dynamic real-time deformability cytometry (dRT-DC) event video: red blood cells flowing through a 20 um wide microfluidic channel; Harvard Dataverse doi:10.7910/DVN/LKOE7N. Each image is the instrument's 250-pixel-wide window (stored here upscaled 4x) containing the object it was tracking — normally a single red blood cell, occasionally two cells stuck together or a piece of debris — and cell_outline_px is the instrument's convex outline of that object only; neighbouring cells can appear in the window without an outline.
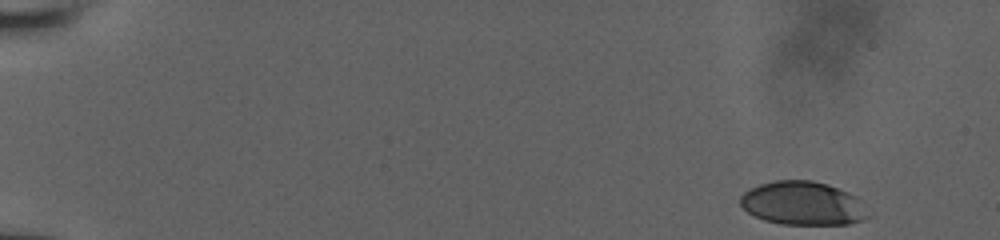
{"species": "human", "species_latin": "Homo sapiens", "temperature_condition": "room temperature", "stored_images_in_passage": 52, "camera_frame_rate_fps": 3000, "um_per_image_px": 0.085, "donor": {"sex": "male"}, "frame": {"image": 1, "passage_image": 1, "time_ms": 0.0, "image_size_px": [1000, 240], "cell_outline_px": [[872, 216], [864, 220], [848, 224], [780, 224], [764, 220], [748, 212], [740, 204], [740, 196], [744, 192], [760, 184], [776, 180], [812, 180], [828, 184], [848, 192], [856, 196]], "centroid_in_image_um": [68.27, 17.29], "position_along_channel_um": 16.7, "area_um2": 32.54}}
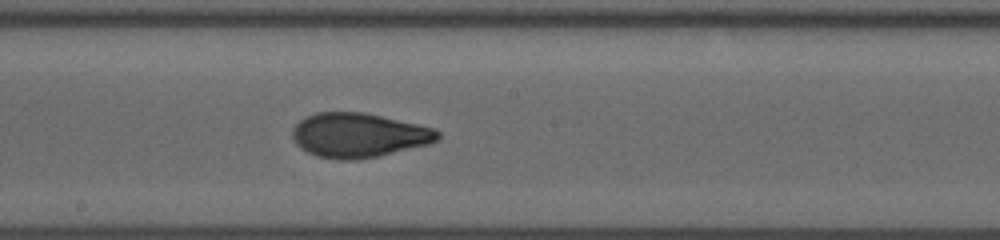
{"frame": {"image": 2, "passage_image": 29, "time_ms": 9.333, "image_size_px": [1000, 240], "cell_outline_px": [[440, 136], [436, 140], [428, 144], [376, 156], [356, 160], [340, 160], [316, 156], [300, 148], [296, 144], [292, 136], [292, 128], [304, 116], [316, 112], [364, 112], [436, 128], [440, 132]], "centroid_in_image_um": [30.45, 11.48], "position_along_channel_um": 217.7, "area_um2": 37.63}}
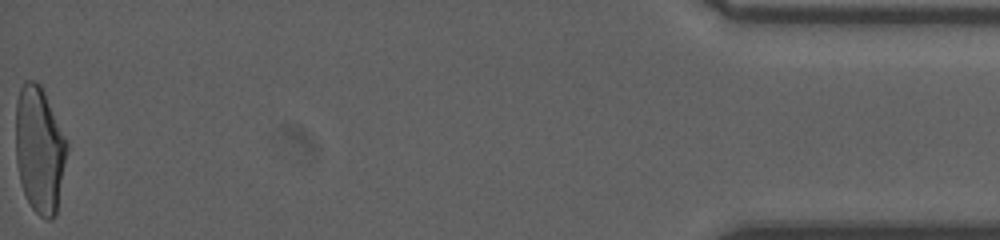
{"frame": {"image": 3, "passage_image": 52, "time_ms": 17.0, "image_size_px": [1000, 240], "cell_outline_px": [[68, 148], [56, 216], [52, 220], [44, 220], [32, 208], [24, 192], [20, 180], [16, 164], [16, 100], [20, 88], [24, 80], [36, 80], [40, 84], [68, 140]], "centroid_in_image_um": [3.37, 12.72], "position_along_channel_um": 431.8, "area_um2": 38.15}, "authors_computed_cell_mechanics": {"area_um2": 36.7608, "velocity_mm_per_s": 3.9347, "shape_relaxation_time_tau1_ms": 7.1203, "shape_relaxation_time_tau2_ms": 1.0024, "deformation_change_tau1": 0.2412, "deformation_change_tau2": 0.0658}}